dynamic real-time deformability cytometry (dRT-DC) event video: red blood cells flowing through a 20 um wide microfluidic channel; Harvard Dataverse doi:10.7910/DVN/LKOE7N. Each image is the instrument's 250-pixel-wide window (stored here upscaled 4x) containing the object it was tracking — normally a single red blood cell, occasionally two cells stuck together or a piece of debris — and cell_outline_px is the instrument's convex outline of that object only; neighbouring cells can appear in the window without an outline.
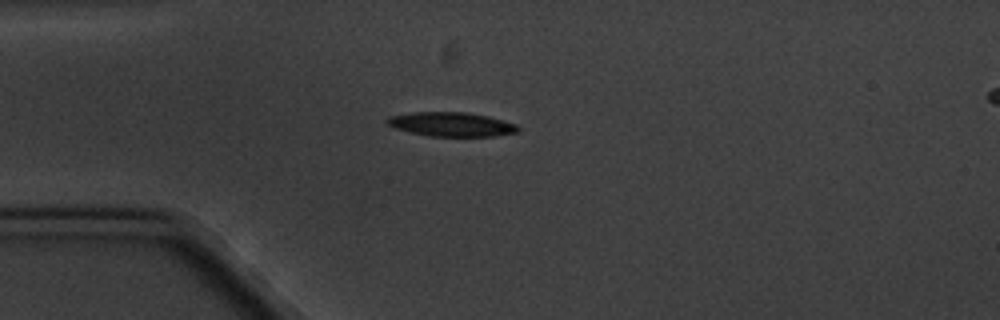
{"species": "common noctule bat (a hibernating species)", "species_latin": "Nyctalus noctula", "temperature_condition": "cold", "stored_images_in_passage": 5, "camera_frame_rate_fps": 3000, "um_per_image_px": 0.085, "animal": {"sex": "male", "body_mass_g": 20.1, "forearm_length_mm": 53.5}, "frame": {"image": 1, "passage_image": 4, "time_ms": 3.333, "image_size_px": [1000, 320], "cell_outline_px": [[520, 132], [496, 136], [428, 136], [396, 128], [388, 124], [384, 120], [388, 116], [412, 112], [468, 112], [488, 116], [516, 124], [520, 128]], "centroid_in_image_um": [38.39, 10.56], "position_along_channel_um": 46.6, "area_um2": 18.5}}